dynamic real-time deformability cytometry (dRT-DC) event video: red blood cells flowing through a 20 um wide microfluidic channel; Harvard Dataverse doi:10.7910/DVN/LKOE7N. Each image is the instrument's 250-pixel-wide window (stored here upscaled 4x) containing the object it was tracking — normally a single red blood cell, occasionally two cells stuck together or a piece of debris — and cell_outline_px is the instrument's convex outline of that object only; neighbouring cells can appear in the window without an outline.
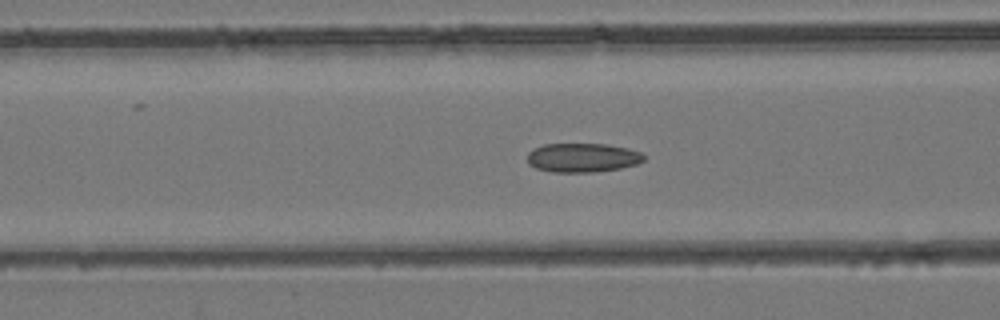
{"species": "common noctule bat (a hibernating species)", "species_latin": "Nyctalus noctula", "temperature_condition": "room temperature", "stored_images_in_passage": 44, "camera_frame_rate_fps": 3000, "um_per_image_px": 0.085, "animal": {"sex": "female", "body_mass_g": 24.6, "forearm_length_mm": 56.2}, "frame": {"image": 1, "passage_image": 18, "time_ms": 5.667, "image_size_px": [1000, 320], "cell_outline_px": [[644, 160], [636, 164], [620, 168], [596, 172], [552, 172], [536, 168], [528, 164], [528, 152], [532, 148], [544, 144], [608, 144], [628, 148], [640, 152], [644, 156]], "centroid_in_image_um": [49.49, 13.4], "position_along_channel_um": 117.1, "area_um2": 19.83}}
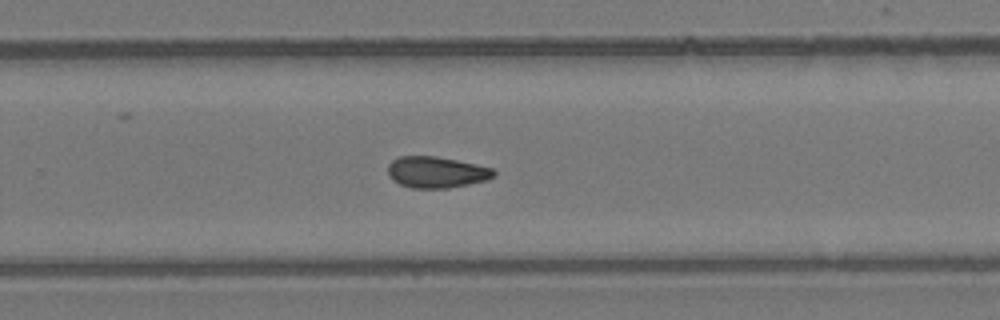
{"frame": {"image": 2, "passage_image": 29, "time_ms": 9.333, "image_size_px": [1000, 320], "cell_outline_px": [[496, 176], [488, 180], [448, 188], [412, 188], [400, 184], [392, 180], [388, 176], [388, 164], [392, 160], [400, 156], [436, 156], [476, 164], [492, 168], [496, 172]], "centroid_in_image_um": [37.09, 14.64], "position_along_channel_um": 292.7, "area_um2": 19.42}}
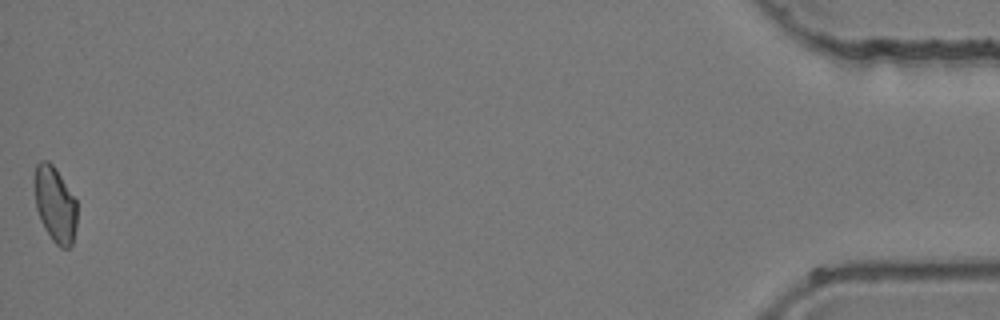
{"frame": {"image": 3, "passage_image": 44, "time_ms": 14.333, "image_size_px": [1000, 320], "cell_outline_px": [[76, 228], [72, 244], [68, 248], [60, 248], [52, 240], [44, 228], [40, 220], [36, 208], [32, 180], [36, 164], [40, 160], [48, 160], [56, 168], [76, 200]], "centroid_in_image_um": [4.64, 17.35], "position_along_channel_um": 430.6, "area_um2": 19.19}}